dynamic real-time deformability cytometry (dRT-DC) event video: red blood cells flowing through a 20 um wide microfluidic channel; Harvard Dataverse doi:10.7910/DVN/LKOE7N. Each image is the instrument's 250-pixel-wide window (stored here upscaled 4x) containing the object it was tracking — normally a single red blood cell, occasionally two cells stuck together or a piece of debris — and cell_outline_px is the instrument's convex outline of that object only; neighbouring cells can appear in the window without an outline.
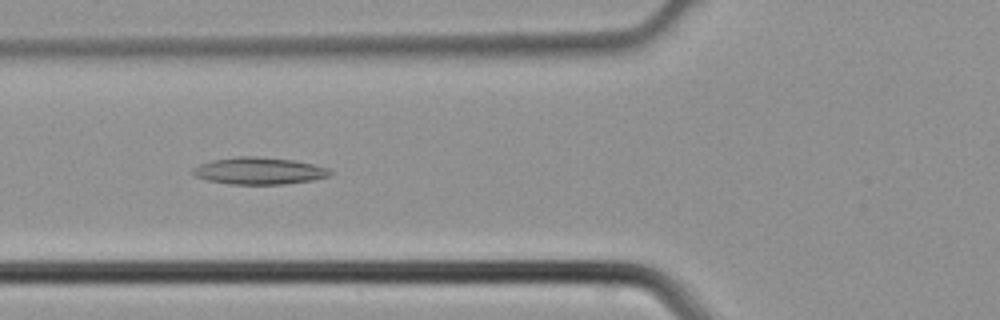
{"species": "common noctule bat (a hibernating species)", "species_latin": "Nyctalus noctula", "temperature_condition": "cold", "stored_images_in_passage": 5, "camera_frame_rate_fps": 3000, "um_per_image_px": 0.085, "animal": {"sex": "male", "body_mass_g": 21.5, "forearm_length_mm": 52.0}, "frame": {"image": 1, "passage_image": 5, "time_ms": 1.333, "image_size_px": [1000, 320], "cell_outline_px": [[332, 172], [328, 176], [312, 180], [284, 184], [228, 184], [208, 180], [196, 176], [192, 172], [192, 168], [200, 164], [212, 160], [236, 156], [256, 156], [292, 160], [312, 164], [328, 168]], "centroid_in_image_um": [21.99, 14.52], "position_along_channel_um": 103.8, "area_um2": 21.44}}